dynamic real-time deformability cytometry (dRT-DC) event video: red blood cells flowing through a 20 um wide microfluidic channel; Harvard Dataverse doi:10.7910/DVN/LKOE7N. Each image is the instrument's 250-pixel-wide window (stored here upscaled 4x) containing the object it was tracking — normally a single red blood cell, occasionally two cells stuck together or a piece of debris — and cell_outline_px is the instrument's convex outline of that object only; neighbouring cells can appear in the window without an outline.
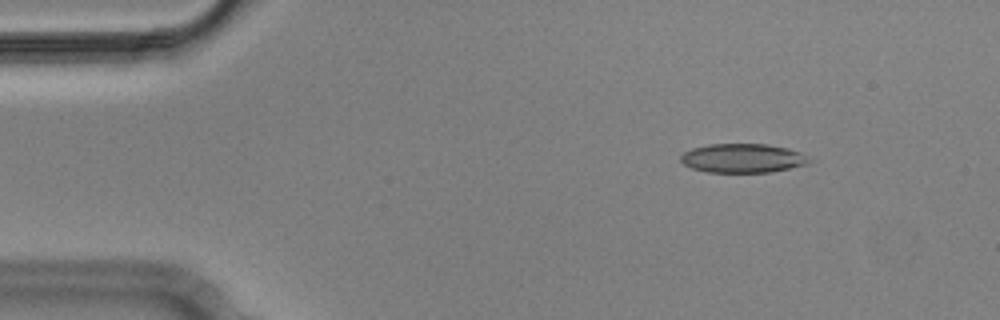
{"species": "Egyptian fruit bat (a non-hibernating species)", "species_latin": "Rousettus aegyptiacus", "temperature_condition": "cold", "stored_images_in_passage": 4, "camera_frame_rate_fps": 3000, "um_per_image_px": 0.085, "animal": {"sex": "male"}, "frame": {"image": 1, "passage_image": 2, "time_ms": 0.333, "image_size_px": [1000, 320], "cell_outline_px": [[812, 160], [808, 164], [768, 172], [708, 172], [692, 168], [684, 164], [680, 160], [680, 156], [684, 152], [692, 148], [708, 144], [768, 144], [788, 148], [800, 152]], "centroid_in_image_um": [63.12, 13.44], "position_along_channel_um": 21.9, "area_um2": 21.68}}